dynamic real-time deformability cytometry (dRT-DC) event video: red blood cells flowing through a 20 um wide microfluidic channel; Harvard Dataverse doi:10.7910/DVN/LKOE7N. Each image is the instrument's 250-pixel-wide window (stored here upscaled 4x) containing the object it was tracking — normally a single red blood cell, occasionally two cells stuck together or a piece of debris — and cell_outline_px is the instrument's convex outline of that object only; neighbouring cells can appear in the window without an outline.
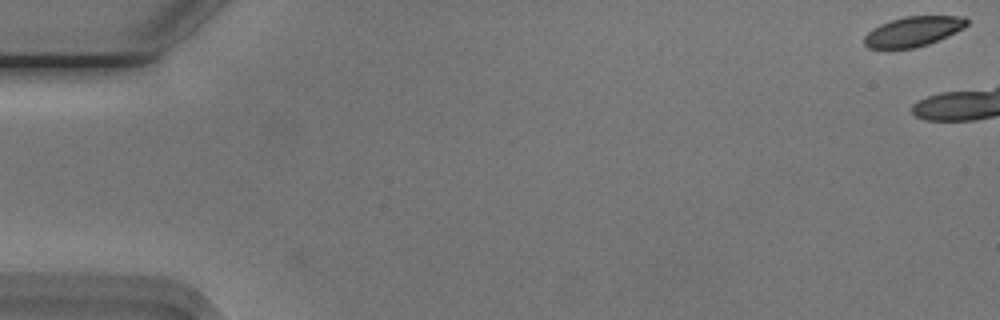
{"species": "Egyptian fruit bat (a non-hibernating species)", "species_latin": "Rousettus aegyptiacus", "temperature_condition": "cold", "stored_images_in_passage": 8, "camera_frame_rate_fps": 3000, "um_per_image_px": 0.085, "animal": {"sex": "male"}, "frame": {"image": 1, "passage_image": 1, "time_ms": 0.0, "image_size_px": [1000, 320], "cell_outline_px": [[968, 24], [964, 28], [928, 44], [912, 48], [868, 48], [864, 44], [864, 36], [872, 28], [880, 24], [904, 16], [964, 16], [968, 20]], "centroid_in_image_um": [77.61, 2.66], "position_along_channel_um": 7.4, "area_um2": 17.74}}